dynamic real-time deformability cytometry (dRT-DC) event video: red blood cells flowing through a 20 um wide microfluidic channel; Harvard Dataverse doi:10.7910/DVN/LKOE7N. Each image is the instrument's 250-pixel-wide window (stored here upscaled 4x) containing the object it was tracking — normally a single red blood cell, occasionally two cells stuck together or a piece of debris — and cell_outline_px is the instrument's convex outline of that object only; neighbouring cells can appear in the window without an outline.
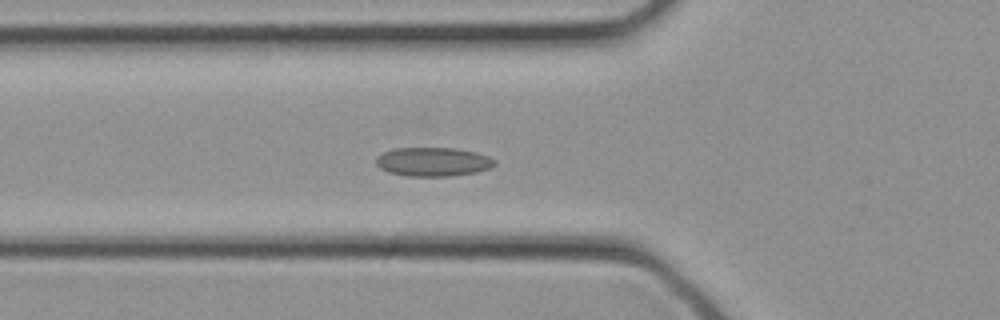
{"species": "common noctule bat (a hibernating species)", "species_latin": "Nyctalus noctula", "temperature_condition": "cold", "stored_images_in_passage": 26, "camera_frame_rate_fps": 3000, "um_per_image_px": 0.085, "animal": {"sex": "female", "body_mass_g": 21.9}, "frame": {"image": 1, "passage_image": 7, "time_ms": 2.0, "image_size_px": [1000, 320], "cell_outline_px": [[496, 164], [492, 168], [476, 172], [448, 176], [404, 176], [388, 172], [380, 168], [376, 164], [376, 156], [392, 148], [456, 148], [476, 152], [488, 156], [496, 160]], "centroid_in_image_um": [36.81, 13.75], "position_along_channel_um": 89.0, "area_um2": 20.17}}
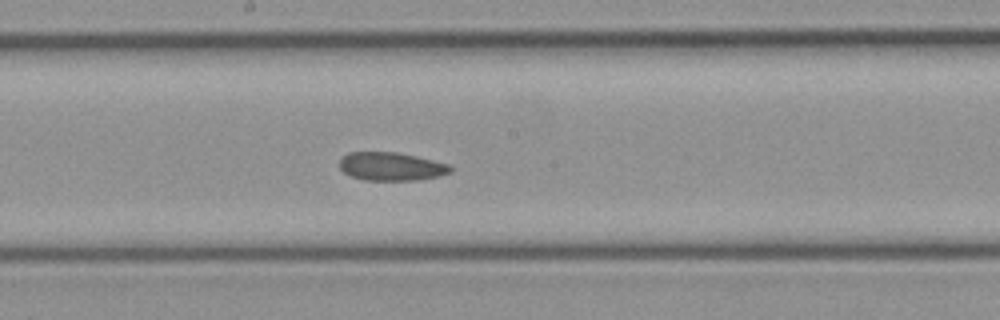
{"frame": {"image": 2, "passage_image": 13, "time_ms": 4.0, "image_size_px": [1000, 320], "cell_outline_px": [[452, 172], [420, 180], [364, 180], [352, 176], [344, 172], [340, 168], [340, 156], [348, 152], [396, 152], [416, 156], [448, 164], [452, 168]], "centroid_in_image_um": [33.22, 14.14], "position_along_channel_um": 215.0, "area_um2": 18.26}}
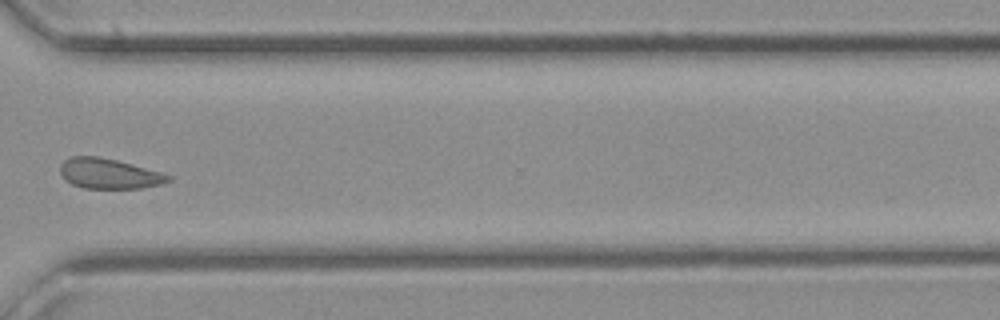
{"frame": {"image": 3, "passage_image": 20, "time_ms": 6.333, "image_size_px": [1000, 320], "cell_outline_px": [[172, 180], [160, 184], [140, 188], [84, 188], [72, 184], [60, 172], [60, 164], [64, 160], [72, 156], [96, 156], [116, 160], [160, 172], [172, 176]], "centroid_in_image_um": [9.27, 14.75], "position_along_channel_um": 361.3, "area_um2": 18.73}}